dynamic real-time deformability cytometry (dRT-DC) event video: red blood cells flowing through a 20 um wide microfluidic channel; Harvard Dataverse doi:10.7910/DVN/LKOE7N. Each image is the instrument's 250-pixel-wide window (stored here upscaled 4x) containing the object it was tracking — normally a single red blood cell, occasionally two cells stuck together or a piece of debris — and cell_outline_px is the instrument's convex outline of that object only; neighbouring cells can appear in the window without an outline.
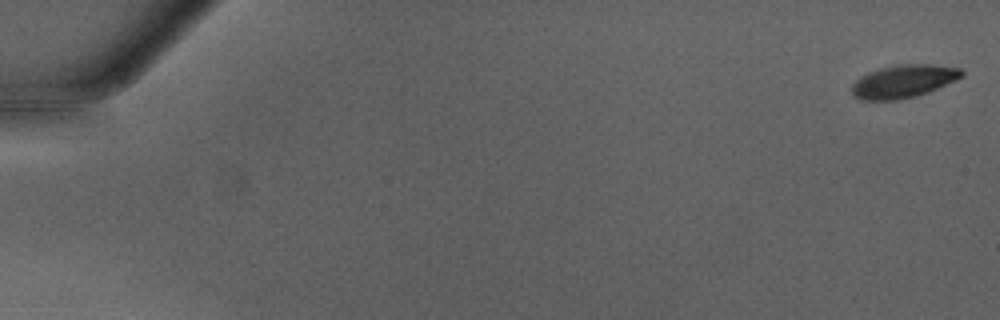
{"species": "Egyptian fruit bat (a non-hibernating species)", "species_latin": "Rousettus aegyptiacus", "temperature_condition": "warm", "stored_images_in_passage": 14, "camera_frame_rate_fps": 3000, "um_per_image_px": 0.085, "animal": {"sex": "male"}, "frame": {"image": 1, "passage_image": 1, "time_ms": 0.0, "image_size_px": [1000, 320], "cell_outline_px": [[964, 76], [956, 80], [928, 92], [916, 96], [896, 100], [860, 100], [852, 96], [852, 84], [860, 76], [868, 72], [880, 68], [900, 64], [932, 64], [960, 68], [964, 72]], "centroid_in_image_um": [76.79, 6.91], "position_along_channel_um": 8.2, "area_um2": 21.21}}
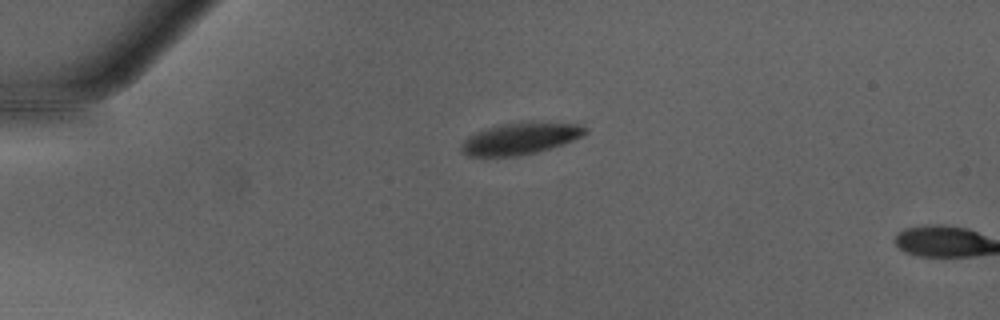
{"frame": {"image": 2, "passage_image": 13, "time_ms": 4.0, "image_size_px": [1000, 320], "cell_outline_px": [[588, 132], [584, 136], [536, 152], [516, 156], [468, 156], [460, 148], [460, 144], [468, 136], [484, 128], [500, 124], [584, 124], [588, 128]], "centroid_in_image_um": [44.18, 11.8], "position_along_channel_um": 40.8, "area_um2": 22.14}}